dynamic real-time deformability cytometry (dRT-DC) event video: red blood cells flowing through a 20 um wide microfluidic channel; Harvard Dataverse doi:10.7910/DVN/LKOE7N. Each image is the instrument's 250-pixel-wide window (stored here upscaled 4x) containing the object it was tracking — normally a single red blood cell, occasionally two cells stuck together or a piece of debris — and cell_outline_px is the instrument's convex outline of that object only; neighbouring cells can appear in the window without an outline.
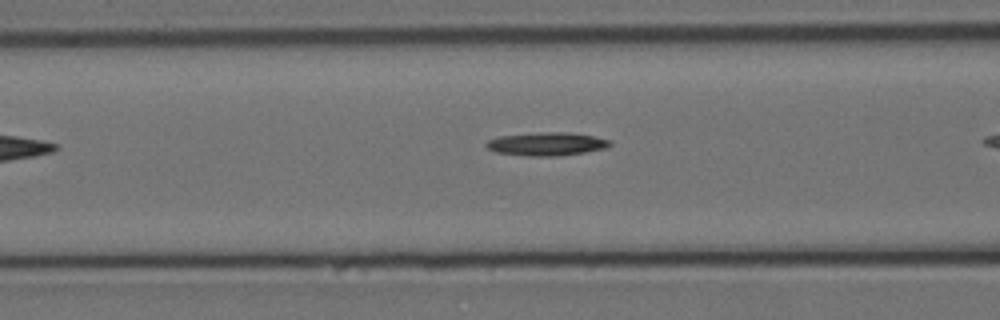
{"species": "Egyptian fruit bat (a non-hibernating species)", "species_latin": "Rousettus aegyptiacus", "temperature_condition": "cold", "stored_images_in_passage": 17, "camera_frame_rate_fps": 3000, "um_per_image_px": 0.085, "animal": {"sex": "female"}, "frame": {"image": 1, "passage_image": 5, "time_ms": 1.333, "image_size_px": [1000, 320], "cell_outline_px": [[612, 144], [604, 148], [584, 152], [556, 156], [528, 156], [496, 152], [488, 148], [484, 144], [488, 140], [500, 136], [540, 132], [568, 132], [592, 136], [612, 140]], "centroid_in_image_um": [46.46, 12.23], "position_along_channel_um": 120.1, "area_um2": 16.65}}
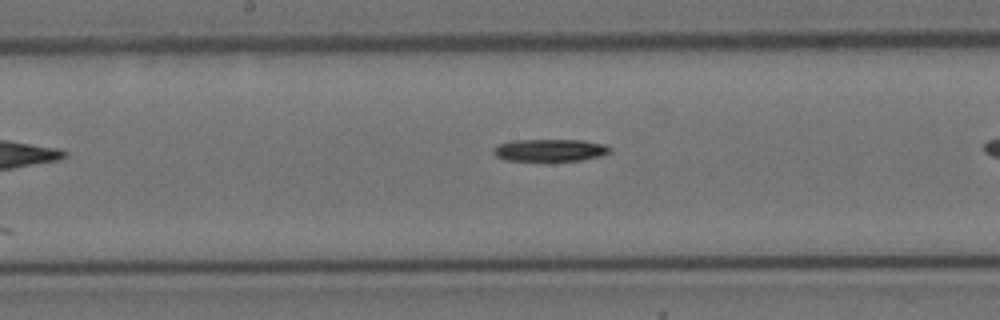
{"frame": {"image": 2, "passage_image": 12, "time_ms": 3.667, "image_size_px": [1000, 320], "cell_outline_px": [[612, 152], [600, 156], [580, 160], [504, 160], [496, 156], [492, 152], [496, 144], [512, 140], [584, 140], [604, 144], [612, 148]], "centroid_in_image_um": [46.74, 12.75], "position_along_channel_um": 201.5, "area_um2": 15.14}}